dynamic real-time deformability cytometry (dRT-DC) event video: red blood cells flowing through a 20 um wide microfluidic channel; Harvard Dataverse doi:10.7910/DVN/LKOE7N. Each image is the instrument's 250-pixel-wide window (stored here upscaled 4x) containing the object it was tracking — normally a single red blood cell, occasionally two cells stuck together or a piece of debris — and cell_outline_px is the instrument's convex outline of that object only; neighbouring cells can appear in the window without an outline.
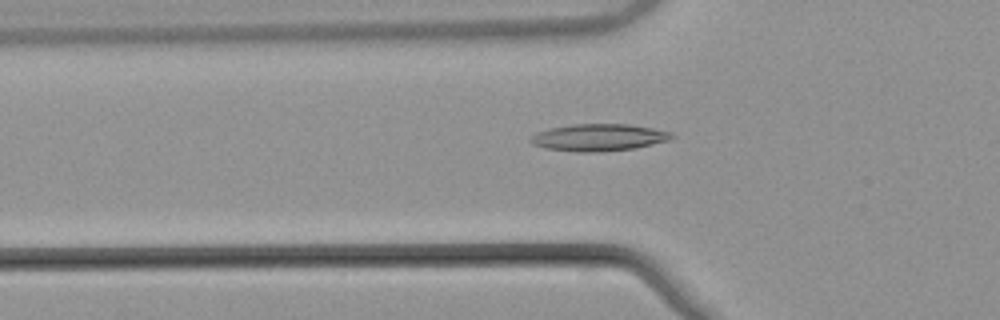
{"species": "common noctule bat (a hibernating species)", "species_latin": "Nyctalus noctula", "temperature_condition": "warm", "stored_images_in_passage": 42, "camera_frame_rate_fps": 3000, "um_per_image_px": 0.085, "animal": {"sex": "male", "body_mass_g": 21.5, "forearm_length_mm": 52.0}, "frame": {"image": 1, "passage_image": 7, "time_ms": 2.0, "image_size_px": [1000, 320], "cell_outline_px": [[676, 136], [668, 140], [652, 144], [632, 148], [596, 152], [576, 152], [544, 148], [532, 144], [528, 140], [536, 132], [552, 128], [572, 124], [628, 124], [652, 128], [672, 132]], "centroid_in_image_um": [50.87, 11.68], "position_along_channel_um": 74.9, "area_um2": 22.14}}
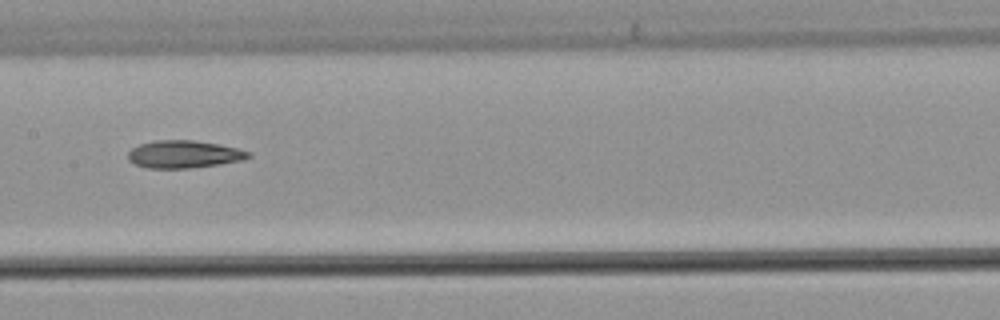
{"frame": {"image": 2, "passage_image": 16, "time_ms": 5.0, "image_size_px": [1000, 320], "cell_outline_px": [[252, 156], [244, 160], [220, 164], [188, 168], [148, 168], [136, 164], [128, 160], [128, 152], [132, 148], [140, 144], [152, 140], [192, 140], [216, 144], [236, 148], [252, 152]], "centroid_in_image_um": [15.64, 13.11], "position_along_channel_um": 191.8, "area_um2": 19.31}}
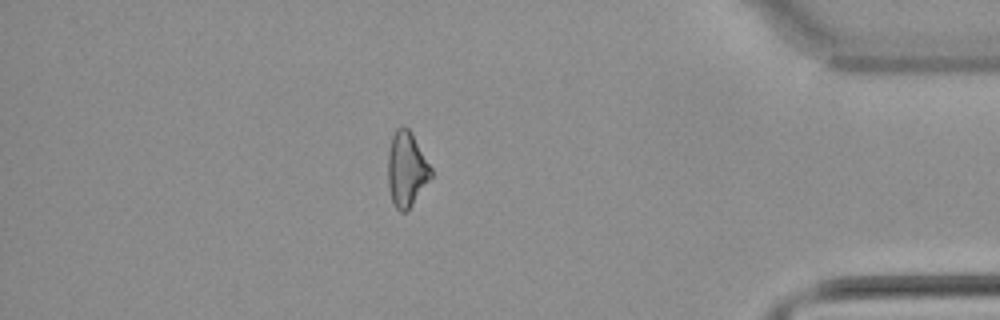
{"frame": {"image": 3, "passage_image": 35, "time_ms": 11.333, "image_size_px": [1000, 320], "cell_outline_px": [[432, 176], [408, 208], [404, 212], [400, 212], [396, 208], [392, 200], [388, 188], [388, 152], [392, 136], [396, 128], [408, 128], [412, 132], [432, 168]], "centroid_in_image_um": [34.55, 14.35], "position_along_channel_um": 400.7, "area_um2": 18.55}}